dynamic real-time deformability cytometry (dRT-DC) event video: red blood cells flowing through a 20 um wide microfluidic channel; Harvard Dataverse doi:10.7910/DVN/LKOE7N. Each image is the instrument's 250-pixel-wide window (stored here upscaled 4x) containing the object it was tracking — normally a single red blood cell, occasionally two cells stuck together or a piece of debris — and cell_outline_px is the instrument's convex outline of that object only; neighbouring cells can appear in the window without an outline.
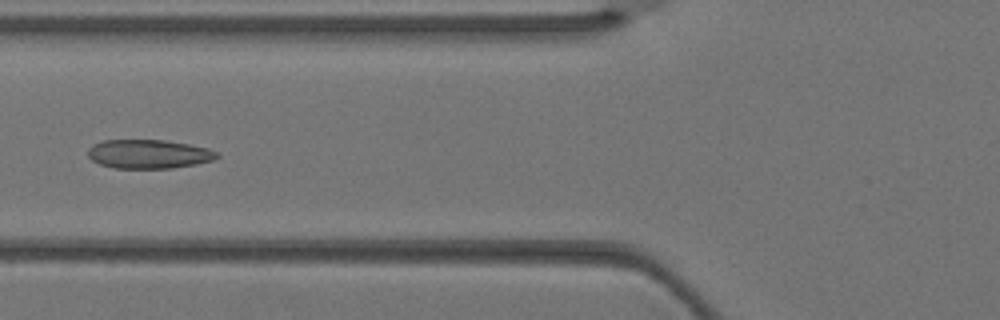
{"species": "Egyptian fruit bat (a non-hibernating species)", "species_latin": "Rousettus aegyptiacus", "temperature_condition": "warm", "stored_images_in_passage": 4, "camera_frame_rate_fps": 3000, "um_per_image_px": 0.085, "animal": {"sex": "female"}, "frame": {"image": 1, "passage_image": 4, "time_ms": 1.0, "image_size_px": [1000, 320], "cell_outline_px": [[220, 156], [212, 160], [196, 164], [172, 168], [112, 168], [100, 164], [92, 160], [88, 156], [88, 148], [92, 144], [100, 140], [164, 140], [188, 144], [208, 148], [216, 152]], "centroid_in_image_um": [12.6, 13.09], "position_along_channel_um": 113.2, "area_um2": 21.79}}